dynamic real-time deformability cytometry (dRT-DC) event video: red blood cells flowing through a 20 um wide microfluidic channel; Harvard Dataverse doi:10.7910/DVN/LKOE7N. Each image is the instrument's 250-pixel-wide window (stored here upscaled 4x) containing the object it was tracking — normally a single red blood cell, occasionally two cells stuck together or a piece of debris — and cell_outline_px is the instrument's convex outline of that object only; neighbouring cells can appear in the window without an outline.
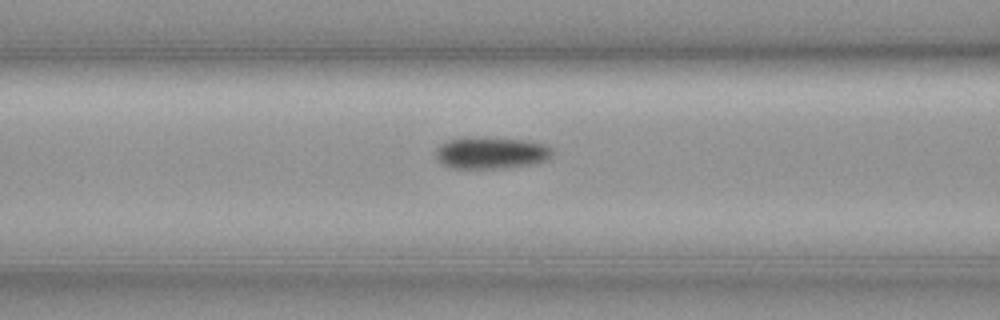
{"species": "common noctule bat (a hibernating species)", "species_latin": "Nyctalus noctula", "temperature_condition": "cold", "stored_images_in_passage": 20, "camera_frame_rate_fps": 3000, "um_per_image_px": 0.085, "animal": {"sex": "female", "body_mass_g": 19.3, "forearm_length_mm": 54.1}, "frame": {"image": 1, "passage_image": 15, "time_ms": 4.667, "image_size_px": [1000, 320], "cell_outline_px": [[552, 156], [548, 160], [528, 164], [504, 168], [452, 168], [440, 164], [436, 160], [436, 148], [440, 144], [448, 140], [464, 136], [484, 136], [524, 140], [544, 144], [552, 148]], "centroid_in_image_um": [41.68, 12.97], "position_along_channel_um": 124.9, "area_um2": 22.08}}